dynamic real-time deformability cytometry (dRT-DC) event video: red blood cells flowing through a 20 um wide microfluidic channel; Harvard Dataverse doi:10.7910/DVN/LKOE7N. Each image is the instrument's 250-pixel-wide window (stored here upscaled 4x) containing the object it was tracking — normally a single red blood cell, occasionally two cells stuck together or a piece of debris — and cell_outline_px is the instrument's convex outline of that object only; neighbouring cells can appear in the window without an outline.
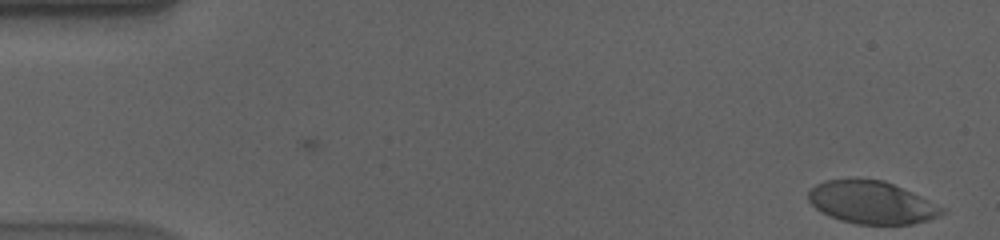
{"species": "human", "species_latin": "Homo sapiens", "temperature_condition": "cold", "stored_images_in_passage": 56, "camera_frame_rate_fps": 3000, "um_per_image_px": 0.085, "donor": {"sex": "male"}, "frame": {"image": 1, "passage_image": 1, "time_ms": 0.0, "image_size_px": [1000, 240], "cell_outline_px": [[948, 208], [940, 216], [928, 220], [912, 224], [856, 224], [840, 220], [828, 216], [820, 212], [808, 200], [808, 192], [816, 184], [824, 180], [884, 180]], "centroid_in_image_um": [74.12, 17.23], "position_along_channel_um": 10.9, "area_um2": 33.12}}
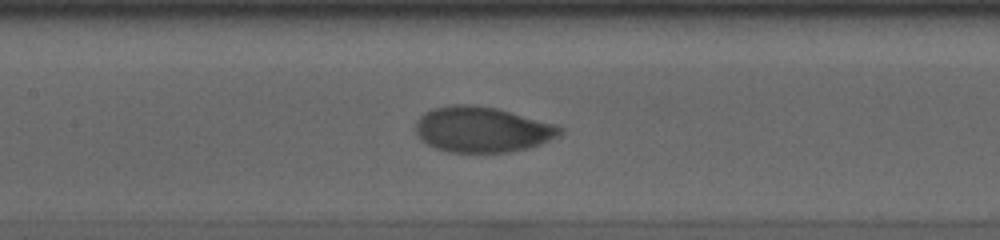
{"frame": {"image": 2, "passage_image": 26, "time_ms": 8.333, "image_size_px": [1000, 240], "cell_outline_px": [[564, 132], [560, 136], [540, 144], [528, 148], [508, 152], [476, 156], [448, 152], [436, 148], [420, 140], [416, 136], [416, 120], [424, 112], [432, 108], [452, 104], [472, 104], [496, 108], [560, 124], [564, 128]], "centroid_in_image_um": [41.01, 11.04], "position_along_channel_um": 166.4, "area_um2": 39.77}}
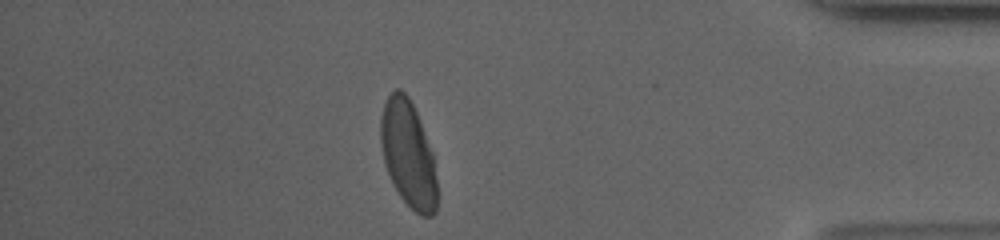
{"frame": {"image": 3, "passage_image": 49, "time_ms": 16.0, "image_size_px": [1000, 240], "cell_outline_px": [[436, 212], [432, 216], [420, 216], [400, 196], [384, 164], [380, 140], [380, 116], [384, 104], [388, 96], [396, 88], [400, 88], [408, 96], [416, 112], [432, 152], [436, 180]], "centroid_in_image_um": [34.68, 13.07], "position_along_channel_um": 400.5, "area_um2": 34.56}, "authors_computed_cell_mechanics": {"area_um2": 35.9805, "velocity_mm_per_s": 3.5448, "shape_relaxation_time_tau1_ms": 4.0167, "shape_relaxation_time_tau2_ms": null, "deformation_change_tau1": 0.1664, "deformation_change_tau2": null}}